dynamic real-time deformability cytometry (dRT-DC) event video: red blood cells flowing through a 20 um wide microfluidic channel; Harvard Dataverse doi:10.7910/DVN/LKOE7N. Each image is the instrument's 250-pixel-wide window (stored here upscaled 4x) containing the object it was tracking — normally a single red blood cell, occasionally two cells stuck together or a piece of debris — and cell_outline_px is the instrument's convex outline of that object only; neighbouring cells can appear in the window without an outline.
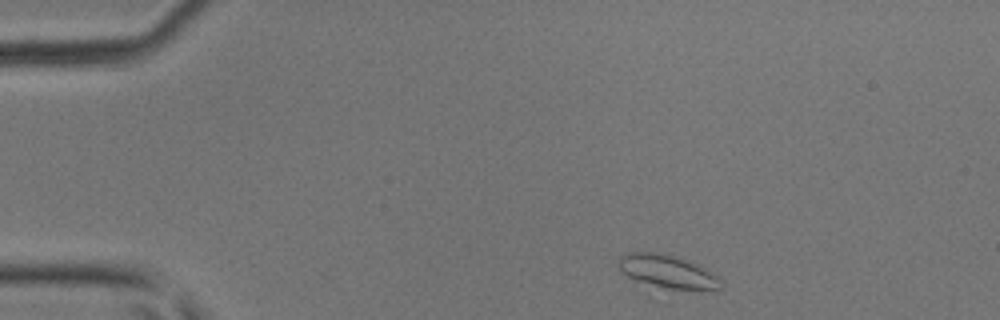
{"species": "common noctule bat (a hibernating species)", "species_latin": "Nyctalus noctula", "temperature_condition": "room temperature", "stored_images_in_passage": 42, "camera_frame_rate_fps": 3000, "um_per_image_px": 0.085, "animal": {"sex": "male", "body_mass_g": 17.9, "forearm_length_mm": 54.2}, "frame": {"image": 1, "passage_image": 3, "time_ms": 0.667, "image_size_px": [1000, 320], "cell_outline_px": [[720, 288], [648, 296], [620, 272], [616, 264], [620, 256], [632, 252], [652, 252], [676, 256], [700, 264], [716, 276]], "centroid_in_image_um": [56.54, 23.26], "position_along_channel_um": 28.5, "area_um2": 22.66}}
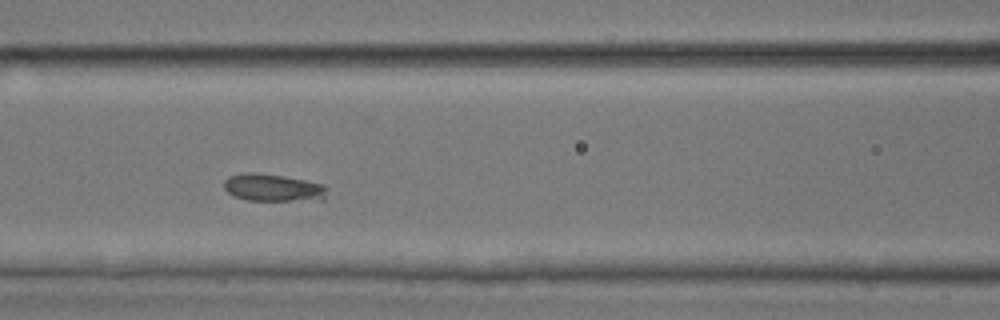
{"frame": {"image": 2, "passage_image": 16, "time_ms": 5.0, "image_size_px": [1000, 320], "cell_outline_px": [[328, 188], [324, 200], [248, 200], [232, 196], [224, 188], [224, 180], [228, 176], [240, 172], [256, 172], [284, 176], [324, 184]], "centroid_in_image_um": [23.19, 15.94], "position_along_channel_um": 143.4, "area_um2": 16.7}}
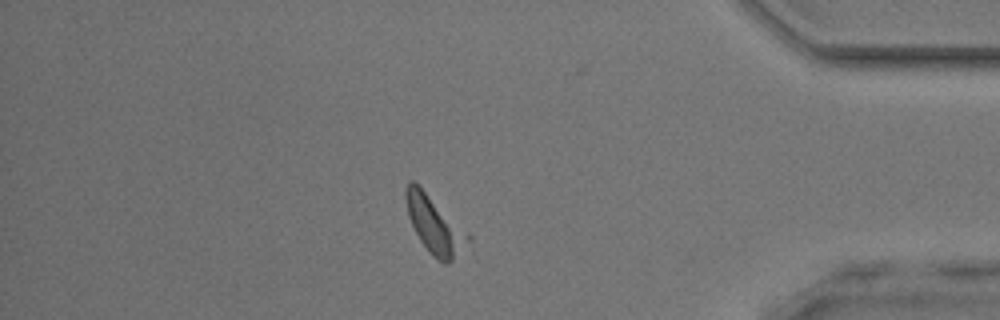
{"frame": {"image": 3, "passage_image": 36, "time_ms": 11.667, "image_size_px": [1000, 320], "cell_outline_px": [[472, 240], [448, 264], [444, 264], [436, 260], [428, 252], [420, 240], [408, 216], [404, 196], [404, 188], [408, 180], [412, 180], [468, 232], [472, 236]], "centroid_in_image_um": [36.94, 19.14], "position_along_channel_um": 398.3, "area_um2": 20.58}}